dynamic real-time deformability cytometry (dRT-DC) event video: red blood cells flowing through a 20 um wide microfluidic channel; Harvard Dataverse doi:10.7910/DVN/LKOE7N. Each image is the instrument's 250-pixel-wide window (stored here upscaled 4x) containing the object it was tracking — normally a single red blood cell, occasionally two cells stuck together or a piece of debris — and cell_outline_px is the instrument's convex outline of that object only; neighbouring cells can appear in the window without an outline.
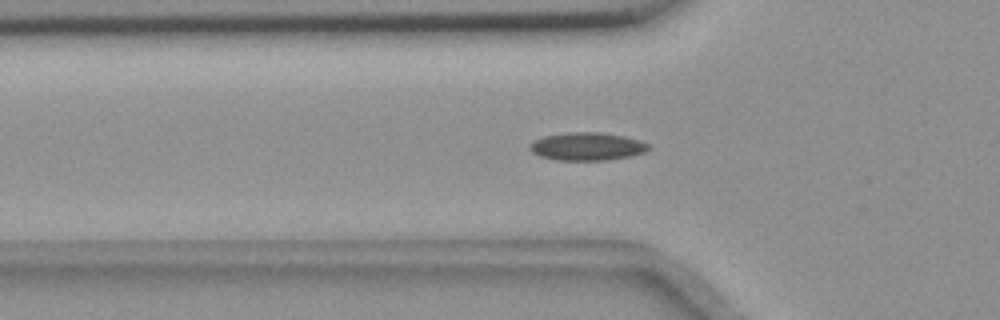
{"species": "common noctule bat (a hibernating species)", "species_latin": "Nyctalus noctula", "temperature_condition": "room temperature", "stored_images_in_passage": 50, "camera_frame_rate_fps": 3000, "um_per_image_px": 0.085, "animal": {"sex": "female", "body_mass_g": 18.4}, "frame": {"image": 1, "passage_image": 18, "time_ms": 5.667, "image_size_px": [1000, 320], "cell_outline_px": [[652, 148], [644, 152], [628, 156], [608, 160], [556, 160], [540, 156], [532, 152], [528, 148], [528, 144], [532, 140], [544, 136], [568, 132], [600, 132], [624, 136], [640, 140], [648, 144]], "centroid_in_image_um": [49.87, 12.44], "position_along_channel_um": 75.9, "area_um2": 19.48}}
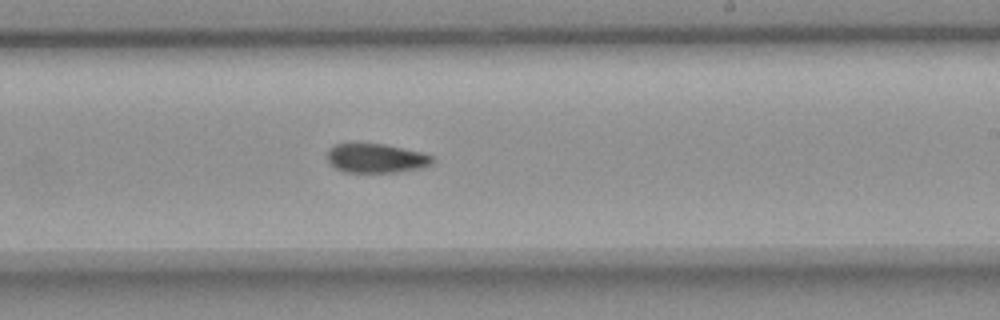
{"frame": {"image": 2, "passage_image": 33, "time_ms": 10.667, "image_size_px": [1000, 320], "cell_outline_px": [[436, 160], [432, 164], [424, 168], [396, 172], [344, 172], [336, 168], [328, 160], [328, 148], [332, 144], [384, 144], [420, 152], [432, 156]], "centroid_in_image_um": [32.0, 13.46], "position_along_channel_um": 257.0, "area_um2": 17.86}}
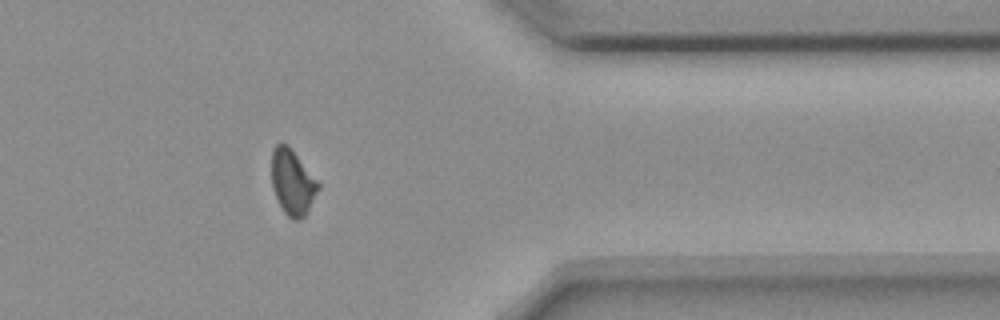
{"frame": {"image": 3, "passage_image": 45, "time_ms": 14.667, "image_size_px": [1000, 320], "cell_outline_px": [[320, 188], [304, 216], [300, 220], [292, 220], [284, 212], [272, 188], [272, 148], [280, 140], [296, 156], [320, 184]], "centroid_in_image_um": [24.84, 15.51], "position_along_channel_um": 386.6, "area_um2": 17.28}, "authors_computed_cell_mechanics": {"area_um2": 18.2648, "velocity_mm_per_s": 3.6216, "shape_relaxation_time_tau1_ms": null, "shape_relaxation_time_tau2_ms": 8.3318, "deformation_change_tau1": null, "deformation_change_tau2": 0.1241}}